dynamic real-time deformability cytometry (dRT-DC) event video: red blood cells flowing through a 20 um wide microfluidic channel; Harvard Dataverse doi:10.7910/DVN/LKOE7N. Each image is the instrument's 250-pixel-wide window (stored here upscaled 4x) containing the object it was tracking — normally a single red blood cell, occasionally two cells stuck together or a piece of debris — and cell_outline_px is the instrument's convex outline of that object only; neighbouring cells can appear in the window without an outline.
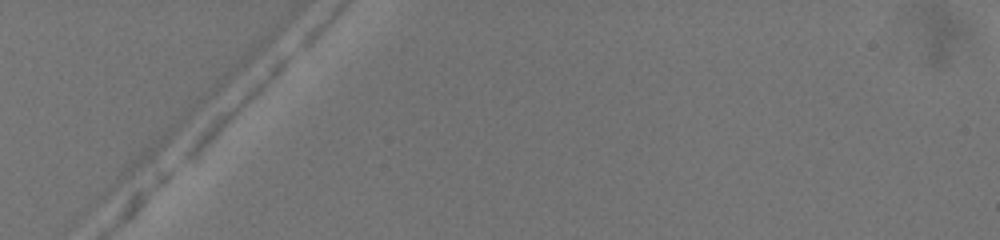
{"species": "common noctule bat (a hibernating species)", "species_latin": "Nyctalus noctula", "temperature_condition": "warm", "stored_images_in_passage": 2, "camera_frame_rate_fps": 3000, "um_per_image_px": 0.085, "animal": {"sex": "female", "body_mass_g": 19.5, "forearm_length_mm": 54.1}, "frame": {"image": 1, "passage_image": 1, "time_ms": 0.0, "image_size_px": [1000, 240], "cell_outline_px": [[292, 56], [228, 120], [188, 156], [180, 160], [184, 152], [196, 132], [280, 56], [288, 52], [292, 52]], "centroid_in_image_um": [19.92, 8.95], "position_along_channel_um": 65.1, "area_um2": 11.21}}